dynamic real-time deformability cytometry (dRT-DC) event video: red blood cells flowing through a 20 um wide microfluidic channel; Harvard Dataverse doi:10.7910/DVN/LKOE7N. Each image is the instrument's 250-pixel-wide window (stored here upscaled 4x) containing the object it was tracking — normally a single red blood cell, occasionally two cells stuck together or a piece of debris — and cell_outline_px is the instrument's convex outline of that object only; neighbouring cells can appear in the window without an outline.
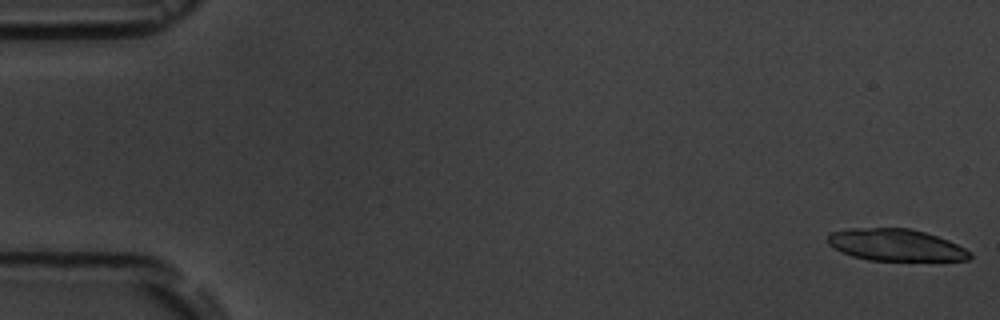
{"species": "common noctule bat (a hibernating species)", "species_latin": "Nyctalus noctula", "temperature_condition": "room temperature", "stored_images_in_passage": 8, "camera_frame_rate_fps": 3000, "um_per_image_px": 0.085, "animal": {"sex": "male", "body_mass_g": 19.5, "forearm_length_mm": 54.6}, "frame": {"image": 1, "passage_image": 1, "time_ms": 0.0, "image_size_px": [1000, 320], "cell_outline_px": [[972, 256], [968, 260], [868, 260], [852, 256], [840, 252], [828, 244], [828, 236], [832, 232], [848, 228], [908, 228], [924, 232], [948, 240], [972, 252]], "centroid_in_image_um": [76.12, 20.82], "position_along_channel_um": 8.9, "area_um2": 26.3}}
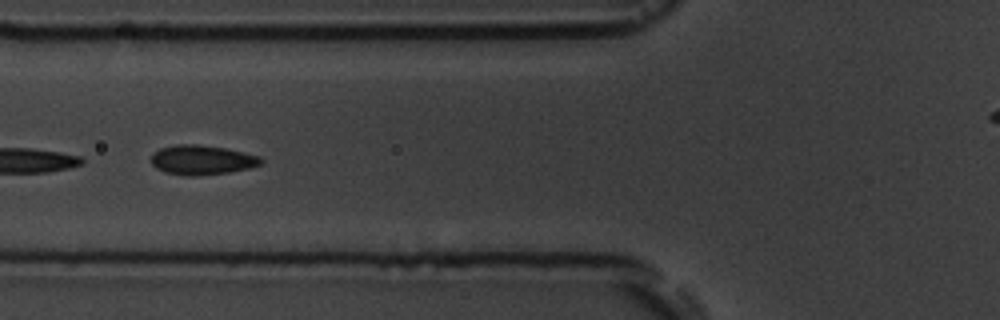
{"frame": {"image": 2, "passage_image": 7, "time_ms": 7.0, "image_size_px": [1000, 320], "cell_outline_px": [[264, 160], [260, 164], [248, 168], [228, 172], [200, 176], [184, 176], [164, 172], [156, 168], [152, 164], [152, 152], [160, 148], [176, 144], [196, 144], [224, 148], [244, 152], [260, 156]], "centroid_in_image_um": [17.14, 13.6], "position_along_channel_um": 108.7, "area_um2": 19.02}}
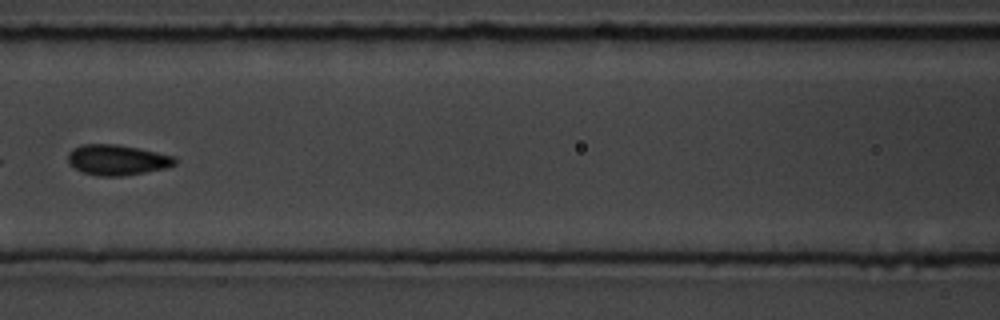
{"frame": {"image": 3, "passage_image": 8, "time_ms": 8.333, "image_size_px": [1000, 320], "cell_outline_px": [[176, 164], [168, 168], [120, 176], [96, 176], [84, 172], [68, 164], [68, 152], [72, 148], [84, 144], [116, 144], [176, 156]], "centroid_in_image_um": [9.96, 13.59], "position_along_channel_um": 156.6, "area_um2": 18.96}}